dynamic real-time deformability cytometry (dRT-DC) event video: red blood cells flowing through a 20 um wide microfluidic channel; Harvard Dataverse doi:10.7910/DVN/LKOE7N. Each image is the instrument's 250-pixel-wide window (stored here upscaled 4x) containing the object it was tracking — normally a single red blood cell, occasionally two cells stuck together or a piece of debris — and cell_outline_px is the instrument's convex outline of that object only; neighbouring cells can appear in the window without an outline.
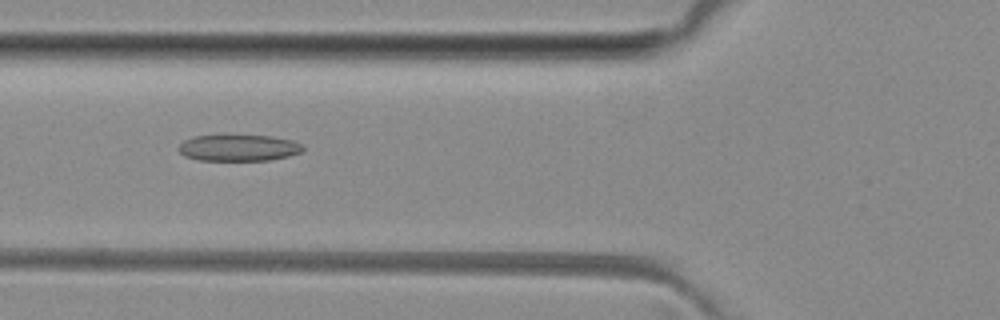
{"species": "common noctule bat (a hibernating species)", "species_latin": "Nyctalus noctula", "temperature_condition": "room temperature", "stored_images_in_passage": 7, "camera_frame_rate_fps": 3000, "um_per_image_px": 0.085, "animal": {"sex": "female", "body_mass_g": 29.2, "forearm_length_mm": 56.3}, "frame": {"image": 1, "passage_image": 6, "time_ms": 5.667, "image_size_px": [1000, 320], "cell_outline_px": [[304, 148], [300, 152], [288, 156], [268, 160], [200, 160], [184, 156], [176, 148], [184, 140], [192, 136], [272, 136], [292, 140], [304, 144]], "centroid_in_image_um": [20.27, 12.57], "position_along_channel_um": 105.5, "area_um2": 19.02}}
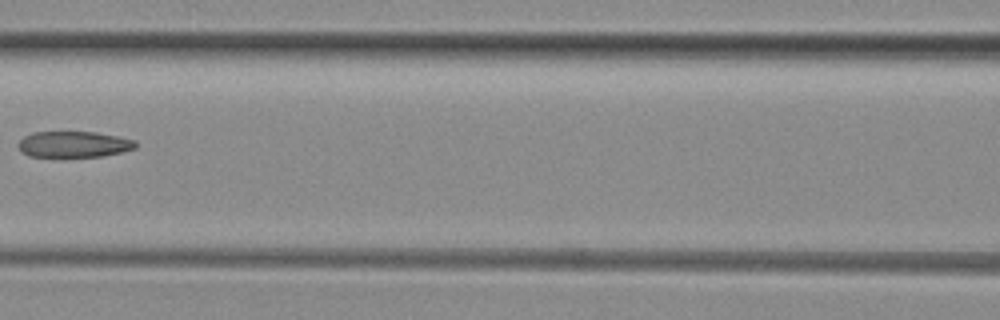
{"frame": {"image": 2, "passage_image": 7, "time_ms": 7.0, "image_size_px": [1000, 320], "cell_outline_px": [[136, 148], [120, 152], [100, 156], [28, 156], [20, 148], [20, 140], [24, 136], [32, 132], [96, 132], [136, 140]], "centroid_in_image_um": [6.3, 12.25], "position_along_channel_um": 160.3, "area_um2": 17.46}}